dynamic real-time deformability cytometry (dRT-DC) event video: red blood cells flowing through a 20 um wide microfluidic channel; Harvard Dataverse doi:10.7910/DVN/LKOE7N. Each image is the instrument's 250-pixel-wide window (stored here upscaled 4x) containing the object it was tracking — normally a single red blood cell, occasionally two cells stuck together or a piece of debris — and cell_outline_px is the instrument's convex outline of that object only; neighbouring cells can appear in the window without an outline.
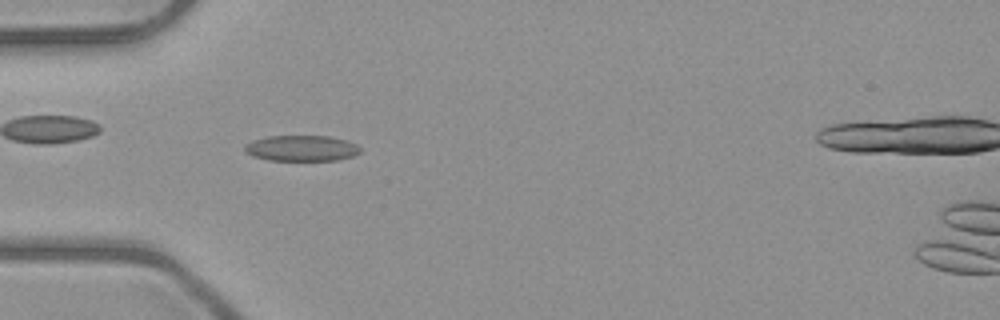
{"species": "common noctule bat (a hibernating species)", "species_latin": "Nyctalus noctula", "temperature_condition": "room temperature", "stored_images_in_passage": 42, "camera_frame_rate_fps": 3000, "um_per_image_px": 0.085, "animal": {"sex": "male", "body_mass_g": 23.1, "forearm_length_mm": 52.7}, "frame": {"image": 1, "passage_image": 7, "time_ms": 2.0, "image_size_px": [1000, 320], "cell_outline_px": [[360, 152], [352, 156], [336, 160], [268, 160], [252, 156], [244, 152], [244, 144], [252, 140], [268, 136], [328, 136], [348, 140], [356, 144], [360, 148]], "centroid_in_image_um": [25.59, 12.59], "position_along_channel_um": 59.4, "area_um2": 17.46}}
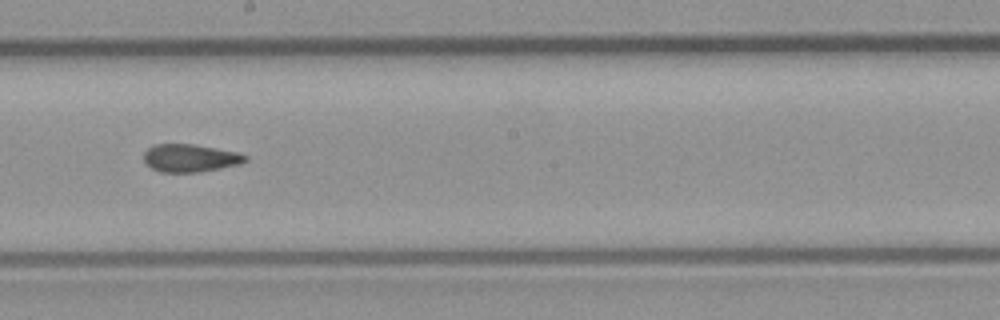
{"frame": {"image": 2, "passage_image": 20, "time_ms": 6.333, "image_size_px": [1000, 320], "cell_outline_px": [[248, 160], [240, 164], [200, 172], [160, 172], [152, 168], [144, 160], [144, 152], [148, 148], [156, 144], [192, 144], [240, 152], [248, 156]], "centroid_in_image_um": [16.2, 13.43], "position_along_channel_um": 232.0, "area_um2": 16.47}}
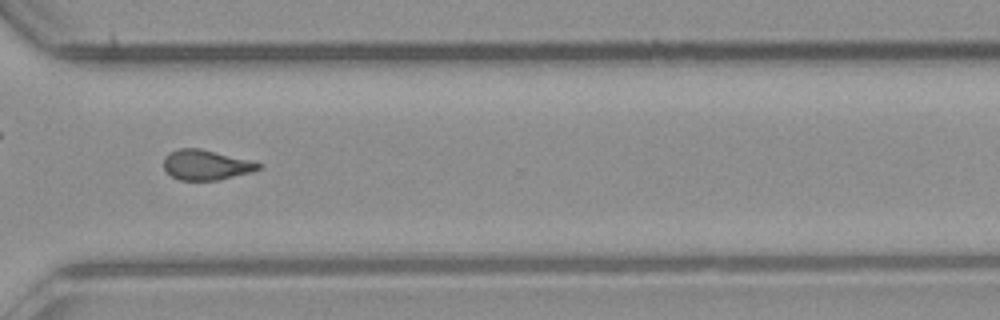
{"frame": {"image": 3, "passage_image": 29, "time_ms": 9.333, "image_size_px": [1000, 320], "cell_outline_px": [[264, 168], [252, 172], [216, 180], [180, 180], [172, 176], [164, 168], [164, 156], [168, 152], [180, 148], [200, 148], [252, 160], [264, 164]], "centroid_in_image_um": [17.56, 14.0], "position_along_channel_um": 353.0, "area_um2": 16.82}, "authors_computed_cell_mechanics": {"area_um2": 16.762, "velocity_mm_per_s": 4.0439, "shape_relaxation_time_tau1_ms": null, "shape_relaxation_time_tau2_ms": 2.8617, "deformation_change_tau1": null, "deformation_change_tau2": 0.0834}}